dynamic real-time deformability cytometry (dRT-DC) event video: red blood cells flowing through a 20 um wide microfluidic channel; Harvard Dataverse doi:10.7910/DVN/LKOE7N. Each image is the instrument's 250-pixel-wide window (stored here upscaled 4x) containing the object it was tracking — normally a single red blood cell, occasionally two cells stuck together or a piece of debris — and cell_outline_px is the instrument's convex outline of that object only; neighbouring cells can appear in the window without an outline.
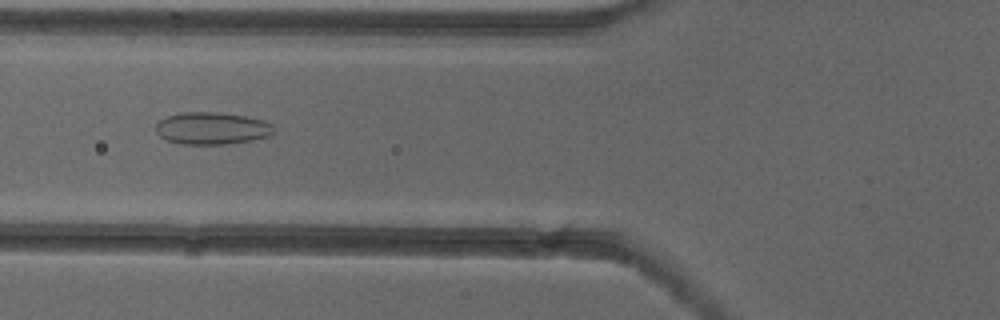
{"species": "common noctule bat (a hibernating species)", "species_latin": "Nyctalus noctula", "temperature_condition": "cold", "stored_images_in_passage": 53, "camera_frame_rate_fps": 3000, "um_per_image_px": 0.085, "animal": {"sex": "female"}, "frame": {"image": 1, "passage_image": 21, "time_ms": 6.667, "image_size_px": [1000, 320], "cell_outline_px": [[272, 136], [252, 140], [228, 144], [184, 144], [168, 140], [160, 136], [156, 132], [156, 124], [160, 120], [168, 116], [180, 112], [216, 112], [244, 116], [264, 120], [272, 124]], "centroid_in_image_um": [18.02, 10.9], "position_along_channel_um": 107.8, "area_um2": 22.08}}
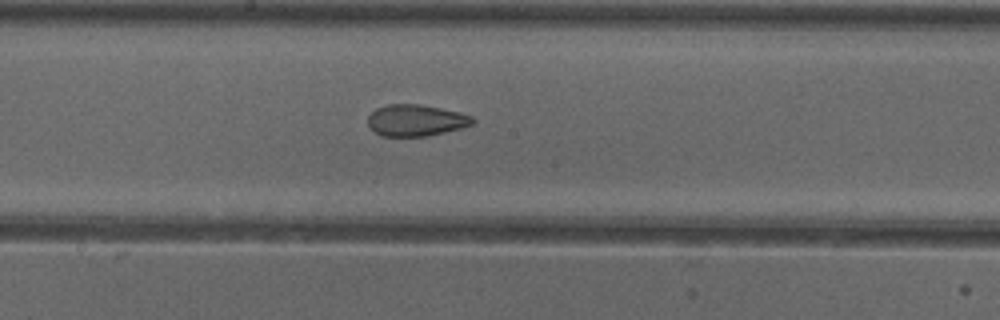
{"frame": {"image": 2, "passage_image": 29, "time_ms": 9.333, "image_size_px": [1000, 320], "cell_outline_px": [[476, 120], [472, 124], [460, 128], [428, 136], [380, 136], [368, 124], [368, 116], [376, 108], [388, 104], [420, 104], [460, 112], [472, 116]], "centroid_in_image_um": [35.36, 10.22], "position_along_channel_um": 212.8, "area_um2": 19.19}}
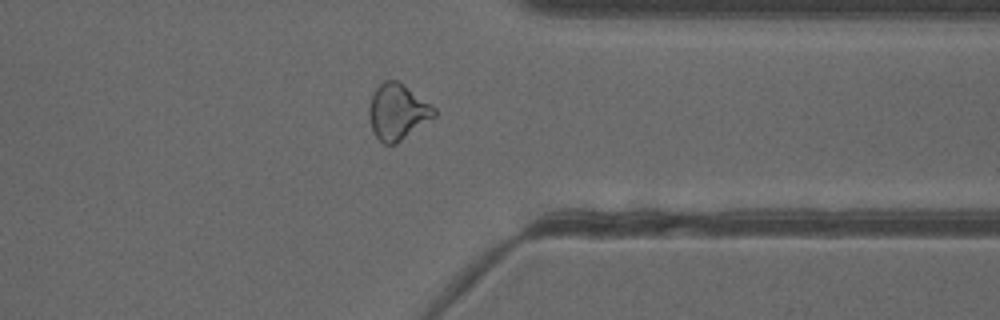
{"frame": {"image": 3, "passage_image": 42, "time_ms": 13.667, "image_size_px": [1000, 320], "cell_outline_px": [[436, 116], [396, 144], [384, 144], [372, 132], [368, 116], [368, 108], [372, 92], [384, 80], [396, 80], [404, 84], [436, 108]], "centroid_in_image_um": [33.77, 9.5], "position_along_channel_um": 377.6, "area_um2": 21.39}, "authors_computed_cell_mechanics": {"area_um2": 22.4842, "velocity_mm_per_s": 3.9141, "shape_relaxation_time_tau1_ms": null, "shape_relaxation_time_tau2_ms": 2.0574, "deformation_change_tau1": null, "deformation_change_tau2": 0.0862}}